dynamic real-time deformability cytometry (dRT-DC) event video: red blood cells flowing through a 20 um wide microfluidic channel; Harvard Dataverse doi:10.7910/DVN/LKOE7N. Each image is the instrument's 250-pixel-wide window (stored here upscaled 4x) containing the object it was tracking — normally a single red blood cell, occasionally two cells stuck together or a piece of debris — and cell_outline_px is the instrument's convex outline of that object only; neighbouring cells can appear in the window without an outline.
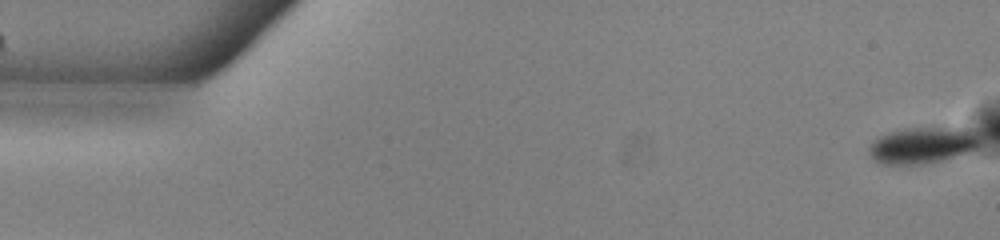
{"species": "common noctule bat (a hibernating species)", "species_latin": "Nyctalus noctula", "temperature_condition": "warm", "stored_images_in_passage": 53, "camera_frame_rate_fps": 3000, "um_per_image_px": 0.085, "animal": {"sex": "male", "body_mass_g": 13.0, "forearm_length_mm": 53.1}, "frame": {"image": 1, "passage_image": 1, "time_ms": 0.0, "image_size_px": [1000, 240], "cell_outline_px": [[980, 144], [976, 148], [968, 152], [944, 160], [924, 164], [880, 164], [868, 152], [868, 148], [872, 140], [888, 132], [904, 128], [956, 128], [976, 132], [980, 140]], "centroid_in_image_um": [78.39, 12.35], "position_along_channel_um": 6.6, "area_um2": 23.47}}
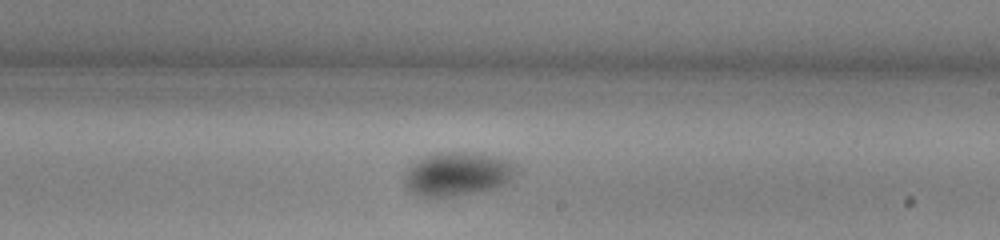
{"frame": {"image": 2, "passage_image": 31, "time_ms": 10.0, "image_size_px": [1000, 240], "cell_outline_px": [[520, 168], [504, 184], [496, 188], [436, 200], [424, 200], [412, 192], [404, 184], [404, 172], [416, 160], [432, 152], [476, 152], [508, 160]], "centroid_in_image_um": [38.81, 14.82], "position_along_channel_um": 250.2, "area_um2": 29.36}}
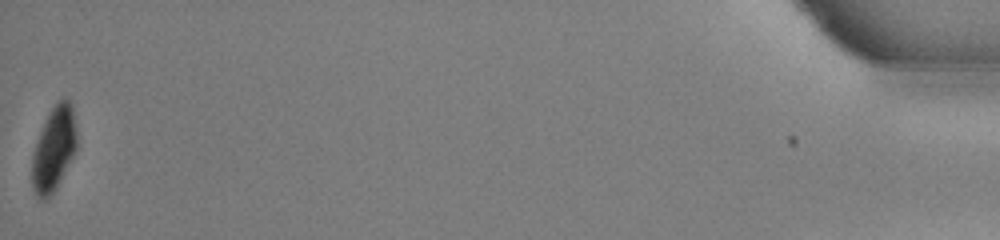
{"frame": {"image": 3, "passage_image": 53, "time_ms": 17.333, "image_size_px": [1000, 240], "cell_outline_px": [[76, 148], [56, 188], [48, 200], [40, 200], [36, 196], [32, 188], [32, 156], [36, 140], [48, 112], [56, 100], [64, 96], [72, 104], [76, 132]], "centroid_in_image_um": [4.55, 12.63], "position_along_channel_um": 430.7, "area_um2": 22.14}, "authors_computed_cell_mechanics": {"area_um2": 26.7036, "velocity_mm_per_s": 3.8843, "shape_relaxation_time_tau1_ms": 4.5305, "shape_relaxation_time_tau2_ms": null, "deformation_change_tau1": 0.0837, "deformation_change_tau2": null}}